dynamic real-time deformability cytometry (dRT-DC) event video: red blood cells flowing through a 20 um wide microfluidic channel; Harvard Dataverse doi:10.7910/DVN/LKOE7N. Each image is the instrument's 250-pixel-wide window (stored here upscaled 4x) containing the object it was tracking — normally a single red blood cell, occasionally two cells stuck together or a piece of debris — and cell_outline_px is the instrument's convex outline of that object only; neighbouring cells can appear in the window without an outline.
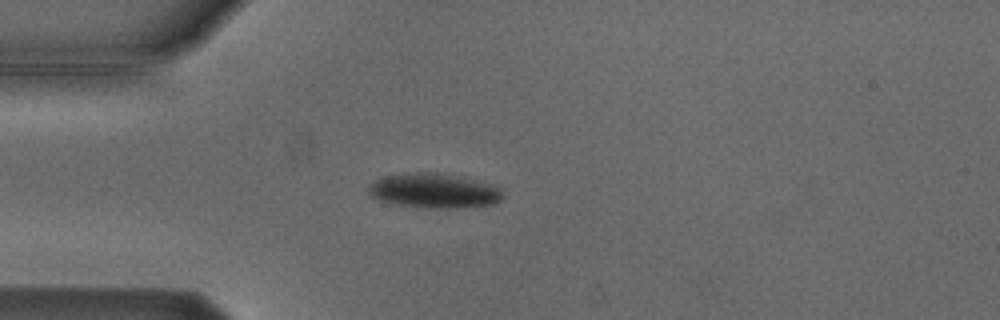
{"species": "Egyptian fruit bat (a non-hibernating species)", "species_latin": "Rousettus aegyptiacus", "temperature_condition": "cold", "stored_images_in_passage": 1, "camera_frame_rate_fps": 3000, "um_per_image_px": 0.085, "animal": {"sex": "male"}, "frame": {"image": 1, "passage_image": 1, "time_ms": 0.0, "image_size_px": [1000, 320], "cell_outline_px": [[504, 196], [496, 204], [456, 208], [424, 208], [392, 204], [376, 200], [368, 196], [368, 184], [380, 176], [416, 172], [436, 172], [488, 184], [500, 188]], "centroid_in_image_um": [36.79, 16.23], "position_along_channel_um": 48.2, "area_um2": 27.34}}